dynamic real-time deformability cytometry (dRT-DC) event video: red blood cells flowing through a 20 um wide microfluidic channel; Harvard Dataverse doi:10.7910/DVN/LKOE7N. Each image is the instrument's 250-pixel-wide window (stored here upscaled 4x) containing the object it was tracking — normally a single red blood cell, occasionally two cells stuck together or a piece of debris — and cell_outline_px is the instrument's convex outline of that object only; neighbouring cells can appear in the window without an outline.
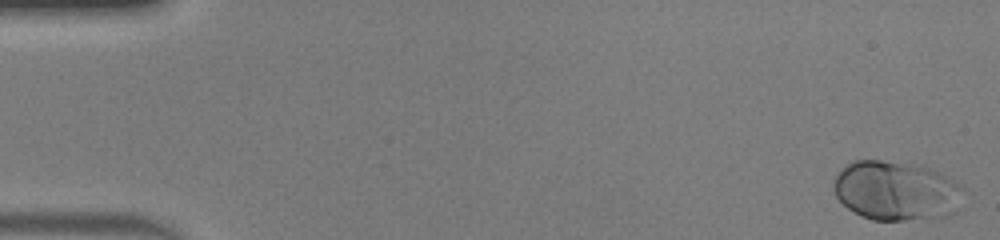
{"species": "human", "species_latin": "Homo sapiens", "temperature_condition": "warm", "stored_images_in_passage": 50, "camera_frame_rate_fps": 3000, "um_per_image_px": 0.085, "donor": {"sex": "male"}, "frame": {"image": 1, "passage_image": 1, "time_ms": 0.0, "image_size_px": [1000, 240], "cell_outline_px": [[964, 188], [956, 212], [952, 216], [904, 220], [872, 220], [860, 216], [848, 208], [836, 196], [832, 188], [832, 184], [836, 176], [852, 160], [880, 160], [912, 164], [928, 168], [940, 172], [956, 180]], "centroid_in_image_um": [76.2, 16.22], "position_along_channel_um": 8.8, "area_um2": 45.2}}
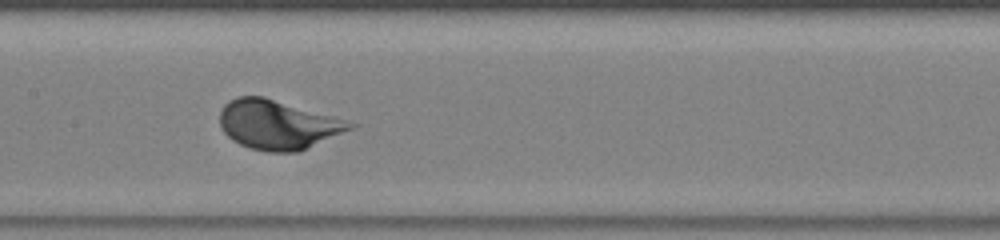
{"frame": {"image": 2, "passage_image": 25, "time_ms": 8.0, "image_size_px": [1000, 240], "cell_outline_px": [[360, 124], [356, 128], [300, 152], [268, 152], [252, 148], [240, 144], [232, 140], [220, 128], [220, 112], [224, 104], [228, 100], [236, 96], [264, 96]], "centroid_in_image_um": [23.65, 10.6], "position_along_channel_um": 183.8, "area_um2": 37.8}}
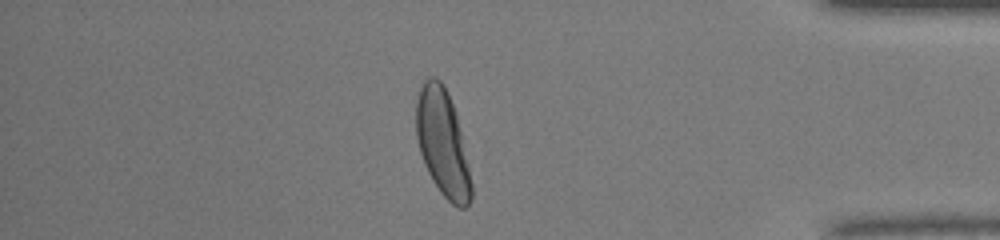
{"frame": {"image": 3, "passage_image": 43, "time_ms": 14.0, "image_size_px": [1000, 240], "cell_outline_px": [[472, 200], [464, 208], [456, 208], [440, 192], [432, 180], [424, 164], [420, 152], [416, 136], [416, 100], [420, 88], [424, 80], [428, 76], [436, 76], [444, 84], [456, 112], [468, 164], [472, 184]], "centroid_in_image_um": [37.61, 12.14], "position_along_channel_um": 397.6, "area_um2": 34.45}, "authors_computed_cell_mechanics": {"area_um2": 37.3099, "velocity_mm_per_s": 4.1175, "shape_relaxation_time_tau1_ms": 2.0647, "shape_relaxation_time_tau2_ms": null, "deformation_change_tau1": 0.1622, "deformation_change_tau2": null}}